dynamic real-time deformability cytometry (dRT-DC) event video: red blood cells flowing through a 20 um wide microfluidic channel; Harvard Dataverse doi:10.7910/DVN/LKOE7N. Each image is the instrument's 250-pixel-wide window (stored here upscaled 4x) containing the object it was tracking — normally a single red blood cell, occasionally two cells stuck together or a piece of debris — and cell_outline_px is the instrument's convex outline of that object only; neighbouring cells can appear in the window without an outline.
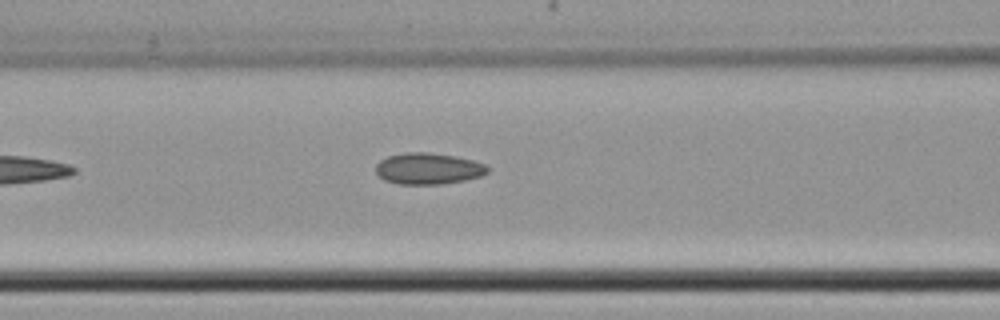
{"species": "common noctule bat (a hibernating species)", "species_latin": "Nyctalus noctula", "temperature_condition": "cold", "stored_images_in_passage": 4, "camera_frame_rate_fps": 3000, "um_per_image_px": 0.085, "animal": {"sex": "female", "body_mass_g": 22.7, "forearm_length_mm": 54.2}, "frame": {"image": 1, "passage_image": 4, "time_ms": 4.667, "image_size_px": [1000, 320], "cell_outline_px": [[488, 172], [480, 176], [464, 180], [440, 184], [396, 184], [384, 180], [376, 172], [376, 164], [380, 160], [388, 156], [404, 152], [428, 152], [456, 156], [472, 160], [484, 164], [488, 168]], "centroid_in_image_um": [36.37, 14.32], "position_along_channel_um": 130.2, "area_um2": 20.4}}